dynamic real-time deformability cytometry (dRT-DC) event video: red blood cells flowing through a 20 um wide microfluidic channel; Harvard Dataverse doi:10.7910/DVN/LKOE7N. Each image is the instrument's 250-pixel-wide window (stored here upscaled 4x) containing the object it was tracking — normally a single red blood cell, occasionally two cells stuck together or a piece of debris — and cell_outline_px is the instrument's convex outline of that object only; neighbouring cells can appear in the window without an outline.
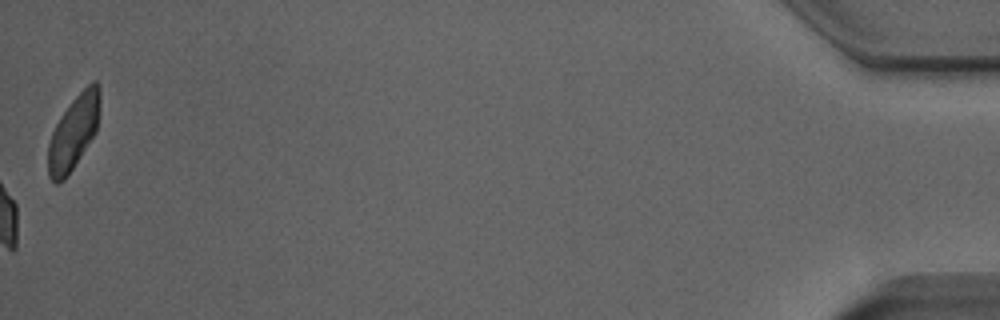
{"species": "Egyptian fruit bat (a non-hibernating species)", "species_latin": "Rousettus aegyptiacus", "temperature_condition": "room temperature", "stored_images_in_passage": 53, "camera_frame_rate_fps": 3000, "um_per_image_px": 0.085, "animal": {"sex": "male"}, "frame": {"image": 1, "passage_image": 53, "time_ms": 17.333, "image_size_px": [1000, 320], "cell_outline_px": [[100, 100], [96, 132], [64, 180], [56, 184], [48, 176], [48, 144], [52, 132], [60, 116], [72, 100], [92, 80], [96, 80], [100, 84]], "centroid_in_image_um": [6.25, 11.21], "position_along_channel_um": 428.9, "area_um2": 22.14}, "authors_computed_cell_mechanics": {"area_um2": 17.2244, "velocity_mm_per_s": 3.914, "shape_relaxation_time_tau1_ms": null, "shape_relaxation_time_tau2_ms": 1.1816, "deformation_change_tau1": null, "deformation_change_tau2": 0.0599}}